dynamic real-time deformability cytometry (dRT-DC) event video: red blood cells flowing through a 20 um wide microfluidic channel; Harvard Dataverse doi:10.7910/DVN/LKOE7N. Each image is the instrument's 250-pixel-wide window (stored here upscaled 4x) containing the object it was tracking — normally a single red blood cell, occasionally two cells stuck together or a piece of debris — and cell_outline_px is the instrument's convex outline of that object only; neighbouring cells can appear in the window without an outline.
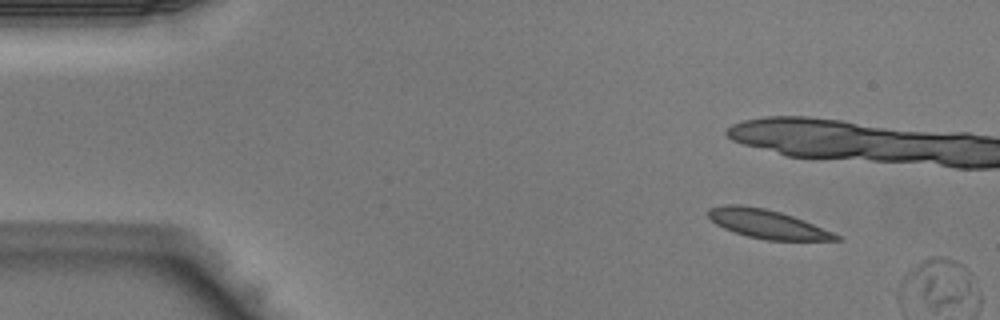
{"species": "Egyptian fruit bat (a non-hibernating species)", "species_latin": "Rousettus aegyptiacus", "temperature_condition": "warm", "stored_images_in_passage": 35, "camera_frame_rate_fps": 3000, "um_per_image_px": 0.085, "animal": {"sex": "male"}, "frame": {"image": 1, "passage_image": 4, "time_ms": 1.0, "image_size_px": [1000, 320], "cell_outline_px": [[840, 240], [768, 240], [748, 236], [724, 228], [716, 224], [708, 216], [708, 208], [724, 204], [740, 204], [764, 208], [780, 212], [804, 220], [832, 232], [840, 236]], "centroid_in_image_um": [65.18, 19.02], "position_along_channel_um": 19.8, "area_um2": 21.15}}
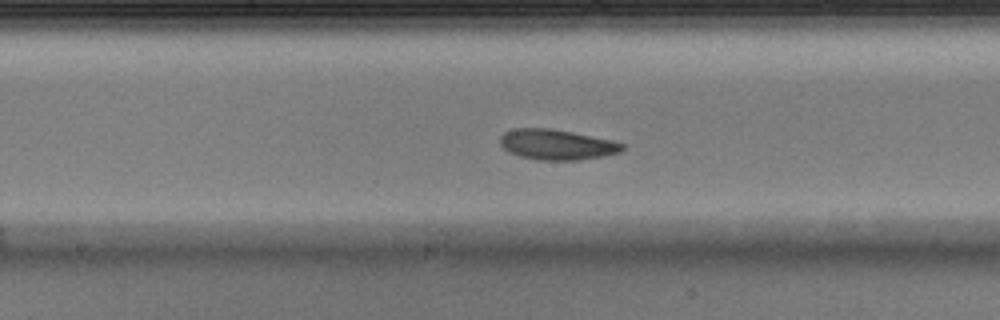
{"frame": {"image": 2, "passage_image": 14, "time_ms": 4.333, "image_size_px": [1000, 320], "cell_outline_px": [[624, 148], [620, 152], [604, 156], [580, 160], [540, 160], [520, 156], [508, 152], [500, 144], [500, 136], [504, 132], [516, 128], [552, 128], [612, 140], [624, 144]], "centroid_in_image_um": [47.32, 12.29], "position_along_channel_um": 200.9, "area_um2": 21.68}}
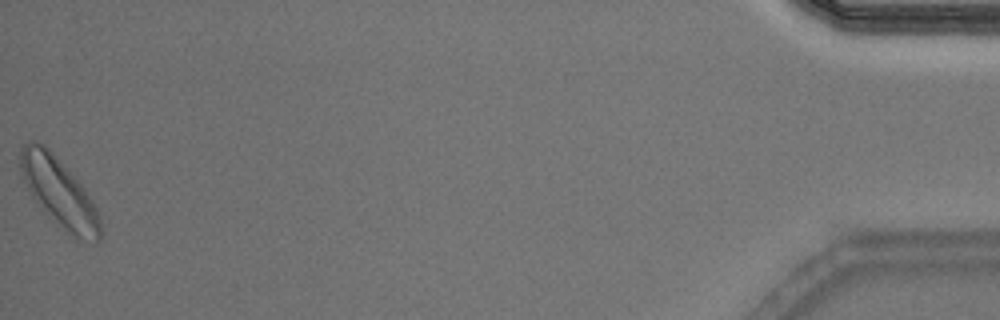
{"frame": {"image": 3, "passage_image": 35, "time_ms": 11.333, "image_size_px": [1000, 320], "cell_outline_px": [[100, 240], [96, 244], [72, 240], [48, 216], [32, 196], [24, 180], [20, 168], [20, 148], [28, 140], [32, 140], [44, 144], [48, 148], [80, 184], [96, 208], [100, 220]], "centroid_in_image_um": [5.03, 16.43], "position_along_channel_um": 430.2, "area_um2": 32.08}}